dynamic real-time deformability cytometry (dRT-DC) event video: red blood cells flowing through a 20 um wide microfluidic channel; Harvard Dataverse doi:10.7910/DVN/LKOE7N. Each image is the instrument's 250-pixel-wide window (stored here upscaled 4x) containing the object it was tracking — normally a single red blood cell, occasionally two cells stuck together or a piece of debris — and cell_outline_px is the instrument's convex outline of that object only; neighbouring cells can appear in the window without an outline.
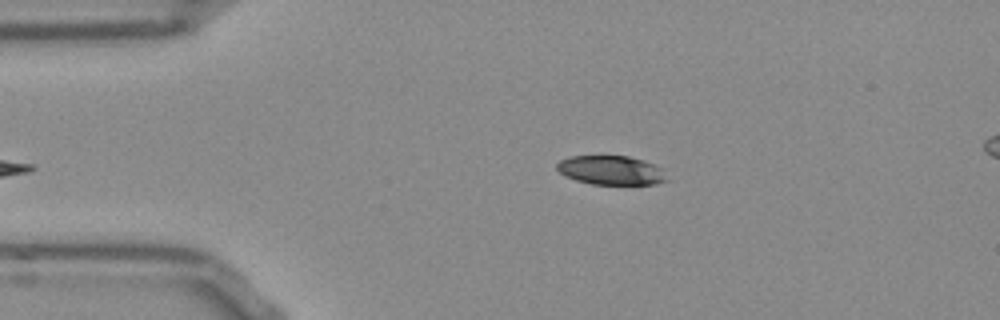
{"species": "Egyptian fruit bat (a non-hibernating species)", "species_latin": "Rousettus aegyptiacus", "temperature_condition": "room temperature", "stored_images_in_passage": 38, "camera_frame_rate_fps": 3000, "um_per_image_px": 0.085, "frame": {"image": 1, "passage_image": 2, "time_ms": 0.333, "image_size_px": [1000, 320], "cell_outline_px": [[668, 180], [656, 184], [592, 184], [576, 180], [560, 172], [556, 168], [556, 164], [560, 160], [568, 156], [628, 156], [644, 160], [660, 168]], "centroid_in_image_um": [51.92, 14.46], "position_along_channel_um": 33.1, "area_um2": 18.44}}
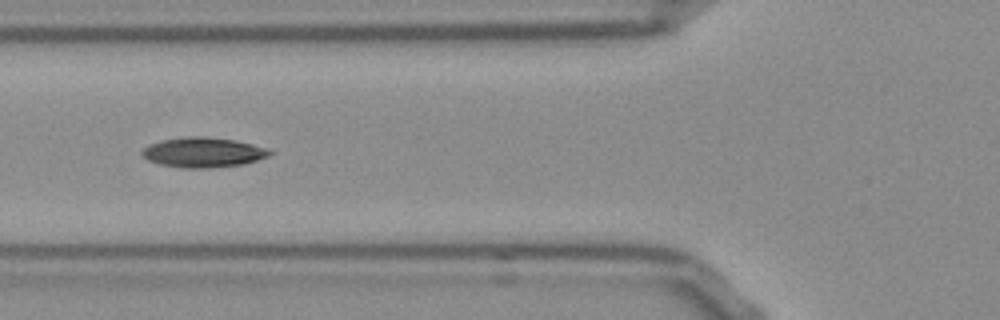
{"frame": {"image": 2, "passage_image": 11, "time_ms": 3.333, "image_size_px": [1000, 320], "cell_outline_px": [[272, 152], [268, 156], [244, 164], [208, 168], [184, 168], [160, 164], [148, 160], [140, 152], [148, 144], [160, 140], [184, 136], [204, 136], [232, 140], [252, 144], [268, 148]], "centroid_in_image_um": [17.24, 12.94], "position_along_channel_um": 108.6, "area_um2": 22.25}}
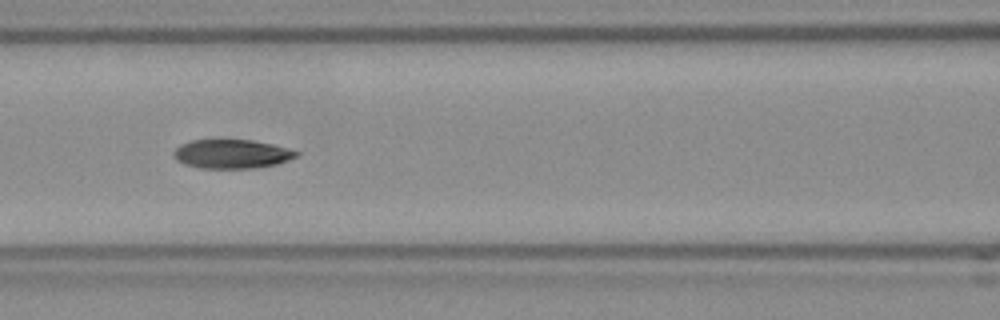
{"frame": {"image": 3, "passage_image": 14, "time_ms": 4.333, "image_size_px": [1000, 320], "cell_outline_px": [[300, 152], [296, 156], [288, 160], [276, 164], [256, 168], [200, 168], [184, 164], [176, 160], [172, 156], [172, 152], [180, 144], [192, 140], [252, 140], [272, 144], [288, 148]], "centroid_in_image_um": [19.67, 13.09], "position_along_channel_um": 146.9, "area_um2": 20.75}, "authors_computed_cell_mechanics": {"area_um2": 21.5016, "velocity_mm_per_s": 3.7891, "shape_relaxation_time_tau1_ms": 5.1908, "shape_relaxation_time_tau2_ms": 5.6491, "deformation_change_tau1": 0.141, "deformation_change_tau2": 0.109}}